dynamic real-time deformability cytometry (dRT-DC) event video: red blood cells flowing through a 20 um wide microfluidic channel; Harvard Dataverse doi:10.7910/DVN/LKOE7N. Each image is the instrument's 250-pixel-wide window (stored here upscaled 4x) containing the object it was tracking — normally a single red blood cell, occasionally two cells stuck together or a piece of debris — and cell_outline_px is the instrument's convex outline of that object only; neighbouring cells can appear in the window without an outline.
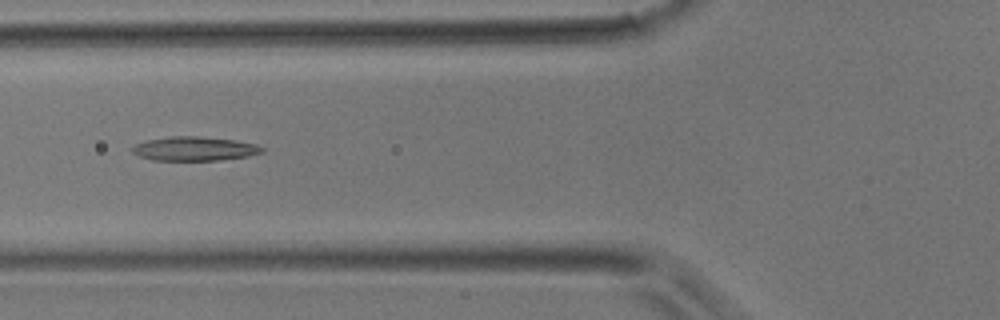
{"species": "common noctule bat (a hibernating species)", "species_latin": "Nyctalus noctula", "temperature_condition": "room temperature", "stored_images_in_passage": 5, "camera_frame_rate_fps": 3000, "um_per_image_px": 0.085, "animal": {"sex": "male", "body_mass_g": 17.9}, "frame": {"image": 1, "passage_image": 5, "time_ms": 1.333, "image_size_px": [1000, 320], "cell_outline_px": [[264, 152], [248, 156], [220, 160], [152, 160], [140, 156], [132, 152], [132, 148], [136, 144], [144, 140], [172, 136], [196, 136], [236, 140], [256, 144], [264, 148]], "centroid_in_image_um": [16.54, 12.64], "position_along_channel_um": 109.3, "area_um2": 18.21}}